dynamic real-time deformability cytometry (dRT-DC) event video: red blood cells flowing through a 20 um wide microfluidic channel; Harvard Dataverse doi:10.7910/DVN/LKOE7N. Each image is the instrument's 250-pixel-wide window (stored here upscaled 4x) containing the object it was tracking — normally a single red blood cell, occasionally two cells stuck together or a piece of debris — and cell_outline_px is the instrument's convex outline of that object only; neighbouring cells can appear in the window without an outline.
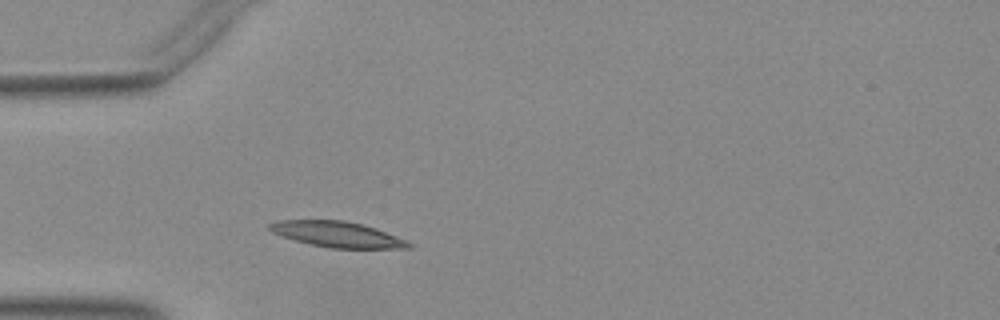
{"species": "Egyptian fruit bat (a non-hibernating species)", "species_latin": "Rousettus aegyptiacus", "temperature_condition": "warm", "stored_images_in_passage": 37, "camera_frame_rate_fps": 3000, "um_per_image_px": 0.085, "animal": {"sex": "female"}, "frame": {"image": 1, "passage_image": 1, "time_ms": 0.0, "image_size_px": [1000, 320], "cell_outline_px": [[412, 248], [328, 248], [296, 240], [272, 232], [268, 228], [268, 224], [276, 220], [344, 220], [364, 224], [376, 228], [404, 240], [412, 244]], "centroid_in_image_um": [28.65, 19.91], "position_along_channel_um": 56.3, "area_um2": 20.58}}
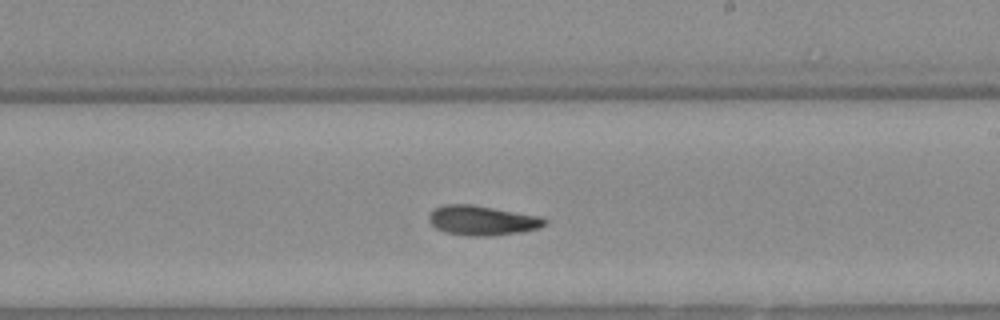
{"frame": {"image": 2, "passage_image": 16, "time_ms": 5.0, "image_size_px": [1000, 320], "cell_outline_px": [[548, 220], [544, 224], [536, 228], [520, 232], [492, 236], [468, 236], [444, 232], [436, 228], [428, 220], [428, 216], [436, 208], [444, 204], [472, 204], [536, 216]], "centroid_in_image_um": [40.92, 18.74], "position_along_channel_um": 248.1, "area_um2": 19.71}}
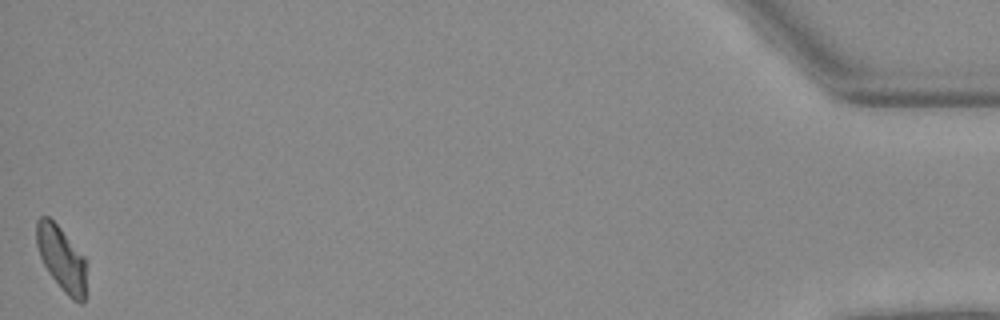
{"frame": {"image": 3, "passage_image": 37, "time_ms": 12.0, "image_size_px": [1000, 320], "cell_outline_px": [[84, 300], [80, 304], [72, 300], [64, 292], [48, 272], [40, 256], [36, 244], [36, 220], [40, 216], [48, 216], [60, 228], [84, 256]], "centroid_in_image_um": [5.19, 21.95], "position_along_channel_um": 430.0, "area_um2": 18.38}}